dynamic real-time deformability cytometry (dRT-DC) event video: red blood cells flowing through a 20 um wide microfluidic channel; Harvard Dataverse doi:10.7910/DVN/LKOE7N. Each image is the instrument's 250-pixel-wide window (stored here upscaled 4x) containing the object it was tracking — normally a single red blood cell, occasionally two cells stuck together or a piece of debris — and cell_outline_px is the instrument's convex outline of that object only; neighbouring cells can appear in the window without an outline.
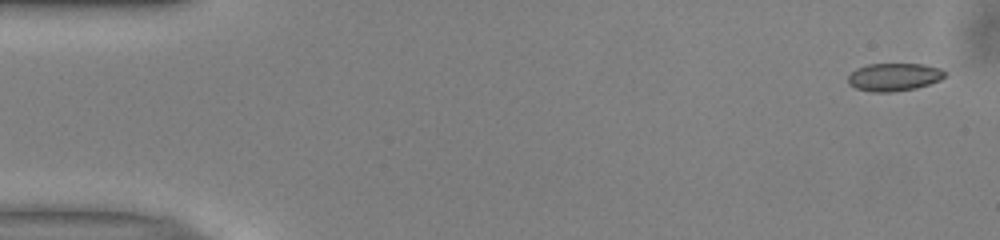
{"species": "common noctule bat (a hibernating species)", "species_latin": "Nyctalus noctula", "temperature_condition": "warm", "stored_images_in_passage": 50, "camera_frame_rate_fps": 3000, "um_per_image_px": 0.085, "animal": {"sex": "male", "body_mass_g": 13.0, "forearm_length_mm": 53.1}, "frame": {"image": 1, "passage_image": 1, "time_ms": 0.0, "image_size_px": [1000, 240], "cell_outline_px": [[948, 72], [940, 80], [916, 88], [892, 92], [872, 92], [856, 88], [848, 84], [848, 76], [856, 68], [868, 64], [924, 64], [940, 68]], "centroid_in_image_um": [75.99, 6.54], "position_along_channel_um": 9.0, "area_um2": 15.78}}
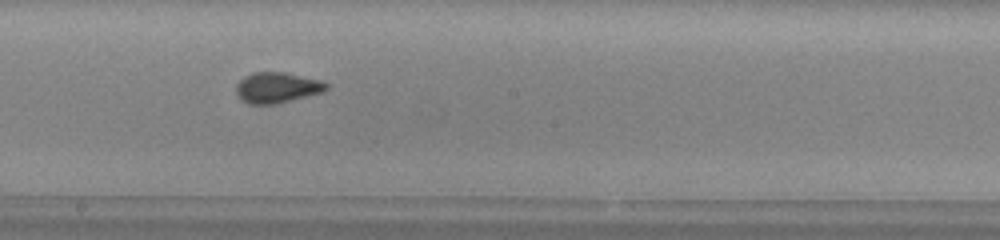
{"frame": {"image": 2, "passage_image": 27, "time_ms": 8.667, "image_size_px": [1000, 240], "cell_outline_px": [[328, 88], [324, 92], [276, 104], [248, 104], [240, 100], [236, 92], [236, 84], [244, 76], [252, 72], [284, 72], [320, 80], [328, 84]], "centroid_in_image_um": [23.53, 7.45], "position_along_channel_um": 224.7, "area_um2": 16.24}}
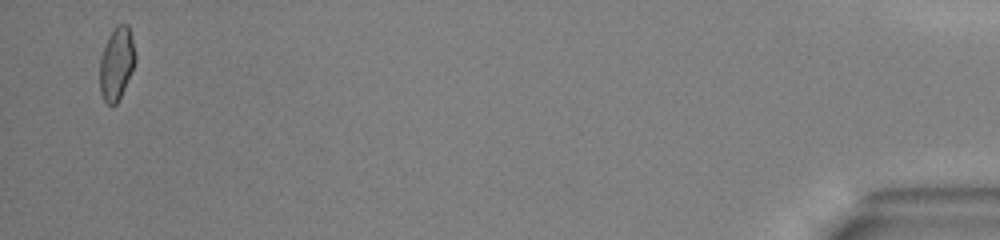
{"frame": {"image": 3, "passage_image": 49, "time_ms": 16.0, "image_size_px": [1000, 240], "cell_outline_px": [[136, 60], [132, 72], [116, 104], [108, 104], [104, 100], [100, 92], [100, 56], [108, 36], [116, 24], [128, 24], [132, 36], [136, 56]], "centroid_in_image_um": [9.91, 5.36], "position_along_channel_um": 425.3, "area_um2": 15.14}, "authors_computed_cell_mechanics": {"area_um2": 15.8661, "velocity_mm_per_s": 4.0142, "shape_relaxation_time_tau1_ms": 7.1796, "shape_relaxation_time_tau2_ms": 0.6265, "deformation_change_tau1": 0.1716, "deformation_change_tau2": 0.0606}}